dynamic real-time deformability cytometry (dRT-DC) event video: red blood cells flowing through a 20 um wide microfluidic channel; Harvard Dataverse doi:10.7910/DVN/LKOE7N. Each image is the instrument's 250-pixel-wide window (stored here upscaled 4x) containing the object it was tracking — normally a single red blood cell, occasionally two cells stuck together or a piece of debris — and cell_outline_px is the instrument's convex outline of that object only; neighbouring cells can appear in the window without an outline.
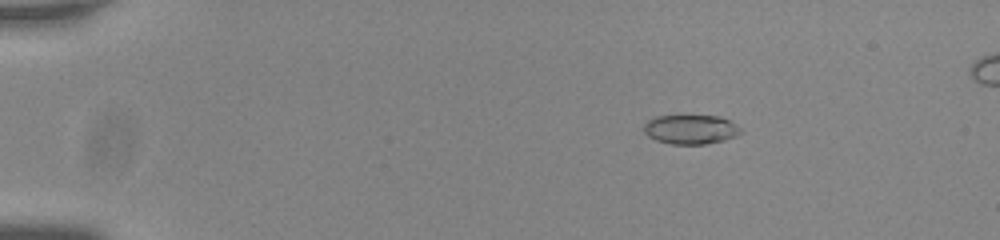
{"species": "common noctule bat (a hibernating species)", "species_latin": "Nyctalus noctula", "temperature_condition": "room temperature", "stored_images_in_passage": 47, "camera_frame_rate_fps": 3000, "um_per_image_px": 0.085, "animal": {"sex": "male", "body_mass_g": 20.0, "forearm_length_mm": 53.3}, "frame": {"image": 1, "passage_image": 1, "time_ms": 0.0, "image_size_px": [1000, 240], "cell_outline_px": [[744, 132], [736, 136], [724, 140], [704, 144], [672, 144], [656, 140], [648, 136], [644, 132], [644, 124], [648, 120], [656, 116], [720, 116], [736, 124]], "centroid_in_image_um": [58.72, 11.0], "position_along_channel_um": 26.3, "area_um2": 16.53}}
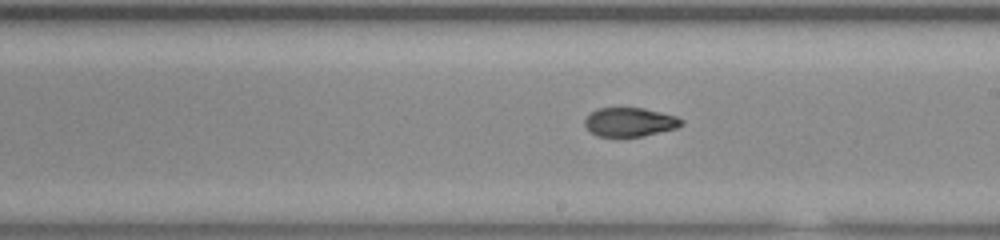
{"frame": {"image": 2, "passage_image": 25, "time_ms": 8.0, "image_size_px": [1000, 240], "cell_outline_px": [[684, 124], [676, 128], [640, 136], [596, 136], [588, 132], [584, 124], [584, 120], [592, 112], [600, 108], [644, 108], [676, 116], [684, 120]], "centroid_in_image_um": [53.52, 10.37], "position_along_channel_um": 235.5, "area_um2": 16.18}}
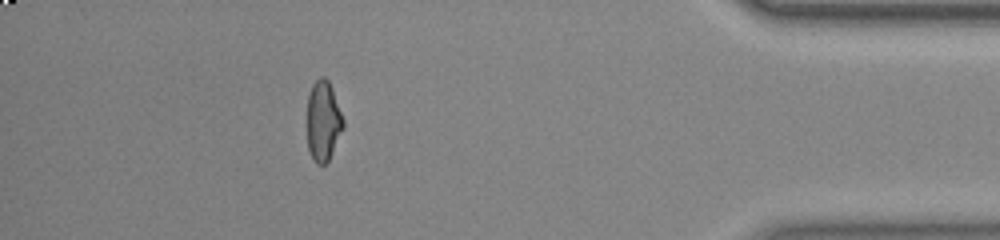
{"frame": {"image": 3, "passage_image": 42, "time_ms": 13.667, "image_size_px": [1000, 240], "cell_outline_px": [[344, 128], [328, 160], [324, 164], [316, 164], [312, 160], [308, 148], [308, 96], [312, 84], [320, 76], [324, 76], [328, 80], [332, 88], [344, 120]], "centroid_in_image_um": [27.48, 10.28], "position_along_channel_um": 407.7, "area_um2": 16.82}, "authors_computed_cell_mechanics": {"area_um2": 17.1088, "velocity_mm_per_s": 3.7615, "shape_relaxation_time_tau1_ms": null, "shape_relaxation_time_tau2_ms": 1.4044, "deformation_change_tau1": null, "deformation_change_tau2": 0.0581}}